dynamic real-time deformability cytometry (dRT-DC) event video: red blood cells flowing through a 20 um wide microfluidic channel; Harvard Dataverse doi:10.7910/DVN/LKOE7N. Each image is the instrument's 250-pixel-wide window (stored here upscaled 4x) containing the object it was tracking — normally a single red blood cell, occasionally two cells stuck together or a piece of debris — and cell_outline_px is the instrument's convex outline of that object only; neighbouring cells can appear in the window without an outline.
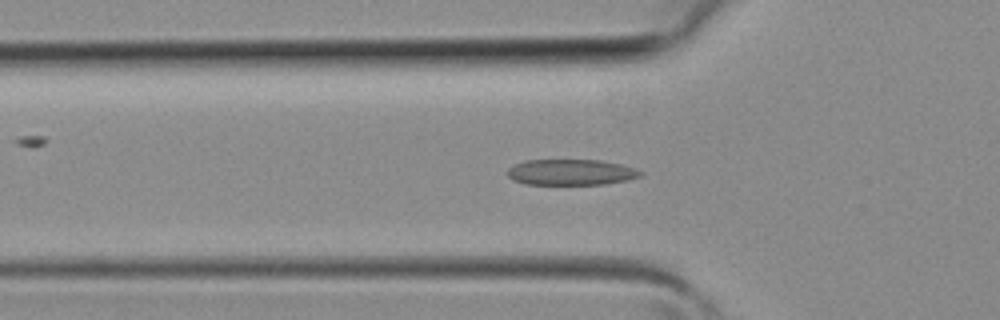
{"species": "common noctule bat (a hibernating species)", "species_latin": "Nyctalus noctula", "temperature_condition": "room temperature", "stored_images_in_passage": 39, "camera_frame_rate_fps": 3000, "um_per_image_px": 0.085, "animal": {"sex": "female", "body_mass_g": 19.3, "forearm_length_mm": 54.1}, "frame": {"image": 1, "passage_image": 13, "time_ms": 4.0, "image_size_px": [1000, 320], "cell_outline_px": [[644, 172], [640, 176], [628, 180], [604, 184], [524, 184], [512, 180], [508, 176], [508, 168], [524, 160], [600, 160], [620, 164]], "centroid_in_image_um": [48.51, 14.64], "position_along_channel_um": 77.3, "area_um2": 19.94}}
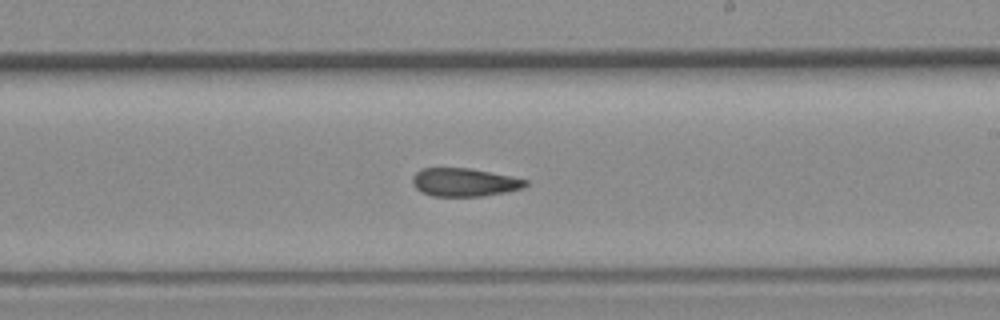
{"frame": {"image": 2, "passage_image": 23, "time_ms": 7.333, "image_size_px": [1000, 320], "cell_outline_px": [[528, 184], [524, 188], [484, 196], [432, 196], [420, 192], [412, 184], [412, 176], [420, 168], [468, 168], [512, 176], [528, 180]], "centroid_in_image_um": [39.45, 15.49], "position_along_channel_um": 249.6, "area_um2": 18.73}}
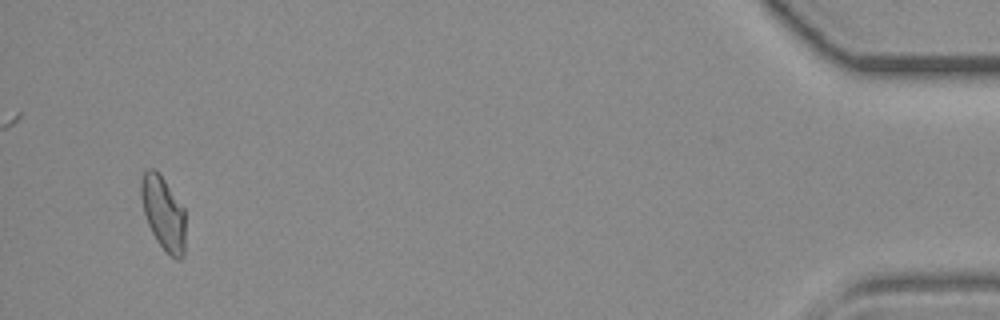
{"frame": {"image": 3, "passage_image": 38, "time_ms": 12.333, "image_size_px": [1000, 320], "cell_outline_px": [[184, 256], [180, 260], [176, 260], [156, 240], [148, 224], [144, 212], [140, 196], [140, 180], [144, 172], [148, 168], [152, 168], [164, 180], [184, 208]], "centroid_in_image_um": [13.87, 18.12], "position_along_channel_um": 421.3, "area_um2": 18.73}}